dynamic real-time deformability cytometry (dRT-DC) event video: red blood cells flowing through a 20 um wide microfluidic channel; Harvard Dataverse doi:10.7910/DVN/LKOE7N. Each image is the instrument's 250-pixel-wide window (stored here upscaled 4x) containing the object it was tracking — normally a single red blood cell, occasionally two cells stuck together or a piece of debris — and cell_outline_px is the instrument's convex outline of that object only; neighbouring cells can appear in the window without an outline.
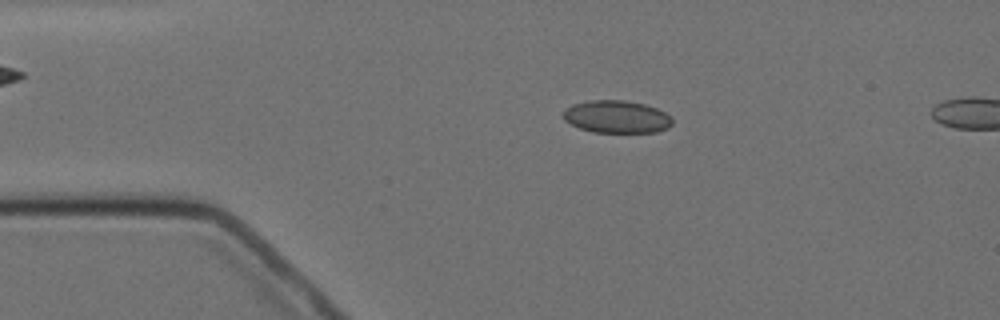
{"species": "Egyptian fruit bat (a non-hibernating species)", "species_latin": "Rousettus aegyptiacus", "temperature_condition": "cold", "stored_images_in_passage": 4, "camera_frame_rate_fps": 3000, "um_per_image_px": 0.085, "animal": {"sex": "female"}, "frame": {"image": 1, "passage_image": 3, "time_ms": 2.333, "image_size_px": [1000, 320], "cell_outline_px": [[672, 124], [668, 128], [656, 132], [592, 132], [580, 128], [564, 120], [564, 108], [572, 104], [588, 100], [624, 100], [644, 104], [656, 108], [672, 116]], "centroid_in_image_um": [52.41, 9.92], "position_along_channel_um": 32.6, "area_um2": 20.75}}